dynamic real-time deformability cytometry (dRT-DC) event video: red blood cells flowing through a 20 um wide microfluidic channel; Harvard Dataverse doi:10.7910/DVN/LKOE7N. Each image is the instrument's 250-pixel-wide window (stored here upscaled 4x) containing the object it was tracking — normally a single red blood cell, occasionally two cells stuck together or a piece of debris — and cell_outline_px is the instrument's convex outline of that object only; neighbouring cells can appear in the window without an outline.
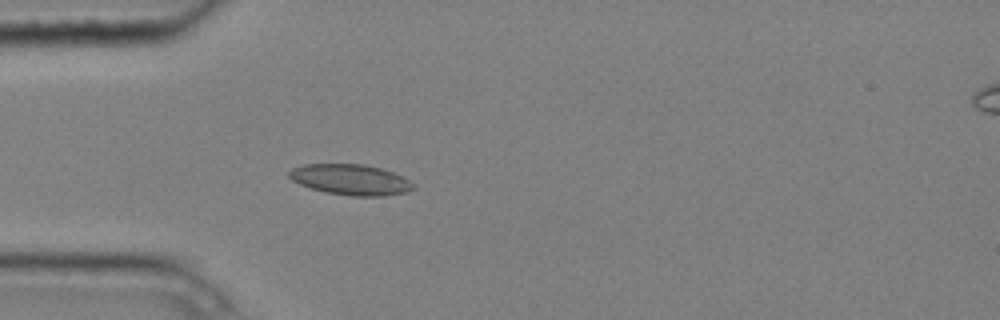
{"species": "common noctule bat (a hibernating species)", "species_latin": "Nyctalus noctula", "temperature_condition": "cold", "stored_images_in_passage": 4, "camera_frame_rate_fps": 3000, "um_per_image_px": 0.085, "animal": {"sex": "male", "body_mass_g": 20.4}, "frame": {"image": 1, "passage_image": 4, "time_ms": 1.0, "image_size_px": [1000, 320], "cell_outline_px": [[416, 188], [408, 192], [384, 196], [352, 196], [324, 192], [300, 184], [292, 180], [288, 176], [288, 172], [292, 168], [304, 164], [364, 164], [380, 168], [404, 176]], "centroid_in_image_um": [29.81, 15.27], "position_along_channel_um": 55.2, "area_um2": 22.25}}